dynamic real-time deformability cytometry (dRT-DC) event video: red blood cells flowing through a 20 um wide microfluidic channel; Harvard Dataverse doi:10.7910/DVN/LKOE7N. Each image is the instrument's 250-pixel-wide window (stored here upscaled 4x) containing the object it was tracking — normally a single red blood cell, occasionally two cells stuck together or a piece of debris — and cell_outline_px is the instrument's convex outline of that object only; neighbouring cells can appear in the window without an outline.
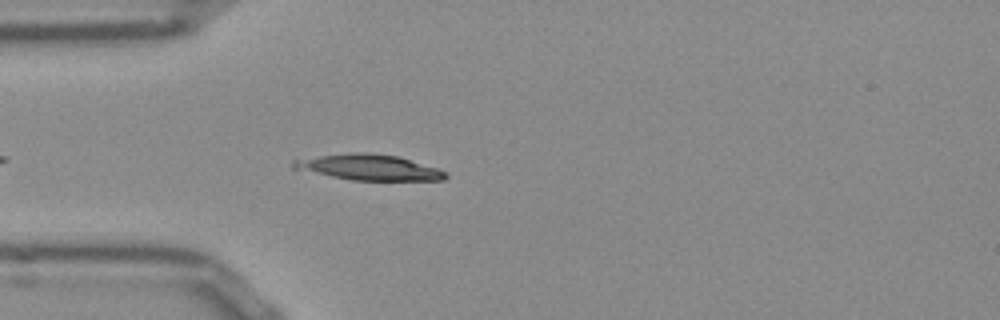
{"species": "Egyptian fruit bat (a non-hibernating species)", "species_latin": "Rousettus aegyptiacus", "temperature_condition": "room temperature", "stored_images_in_passage": 42, "camera_frame_rate_fps": 3000, "um_per_image_px": 0.085, "frame": {"image": 1, "passage_image": 4, "time_ms": 1.0, "image_size_px": [1000, 320], "cell_outline_px": [[448, 176], [444, 180], [352, 180], [292, 168], [292, 160], [348, 152], [368, 152], [400, 156], [440, 168], [448, 172]], "centroid_in_image_um": [31.45, 14.21], "position_along_channel_um": 53.5, "area_um2": 22.89}}
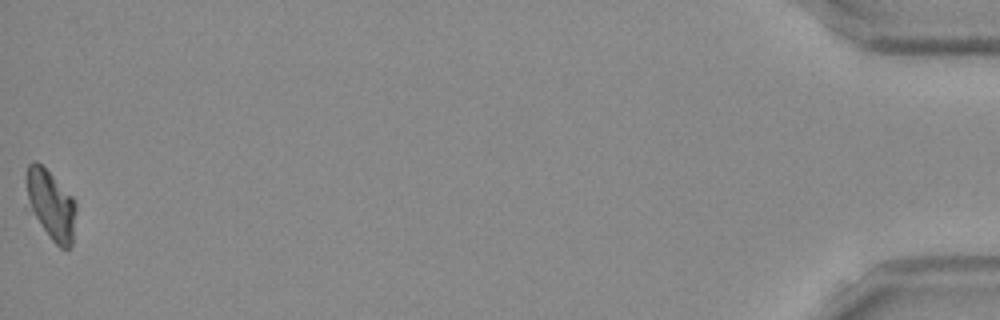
{"frame": {"image": 2, "passage_image": 42, "time_ms": 13.667, "image_size_px": [1000, 320], "cell_outline_px": [[76, 212], [72, 244], [68, 248], [60, 248], [24, 212], [24, 208], [28, 164], [32, 160], [36, 160], [72, 196], [76, 204]], "centroid_in_image_um": [4.23, 17.46], "position_along_channel_um": 431.0, "area_um2": 21.1}}